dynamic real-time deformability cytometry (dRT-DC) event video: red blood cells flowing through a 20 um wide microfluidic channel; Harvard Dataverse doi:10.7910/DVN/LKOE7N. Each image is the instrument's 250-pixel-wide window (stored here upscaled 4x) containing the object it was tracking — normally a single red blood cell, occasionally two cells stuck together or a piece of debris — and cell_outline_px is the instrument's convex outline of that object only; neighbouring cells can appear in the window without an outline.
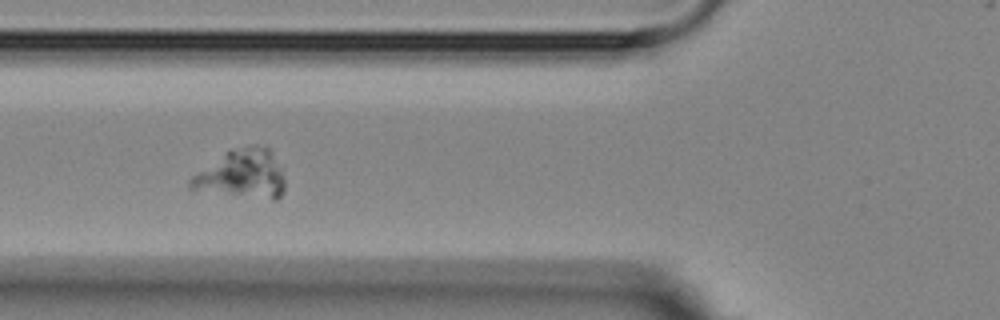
{"species": "Egyptian fruit bat (a non-hibernating species)", "species_latin": "Rousettus aegyptiacus", "temperature_condition": "room temperature", "stored_images_in_passage": 12, "camera_frame_rate_fps": 3000, "um_per_image_px": 0.085, "animal": {"sex": "female"}, "frame": {"image": 1, "passage_image": 4, "time_ms": 4.333, "image_size_px": [1000, 320], "cell_outline_px": [[284, 192], [276, 200], [272, 200], [188, 188], [188, 180], [192, 176], [228, 152], [252, 144], [256, 144], [268, 148], [280, 168], [284, 180]], "centroid_in_image_um": [20.62, 14.82], "position_along_channel_um": 105.2, "area_um2": 25.84}}
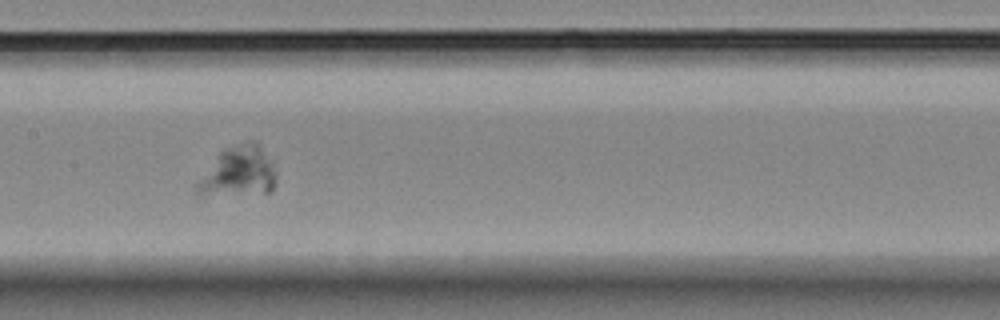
{"frame": {"image": 2, "passage_image": 6, "time_ms": 6.667, "image_size_px": [1000, 320], "cell_outline_px": [[276, 184], [268, 192], [200, 196], [196, 196], [196, 184], [220, 152], [228, 148], [248, 140], [260, 140], [276, 172]], "centroid_in_image_um": [20.3, 14.59], "position_along_channel_um": 187.1, "area_um2": 23.06}}
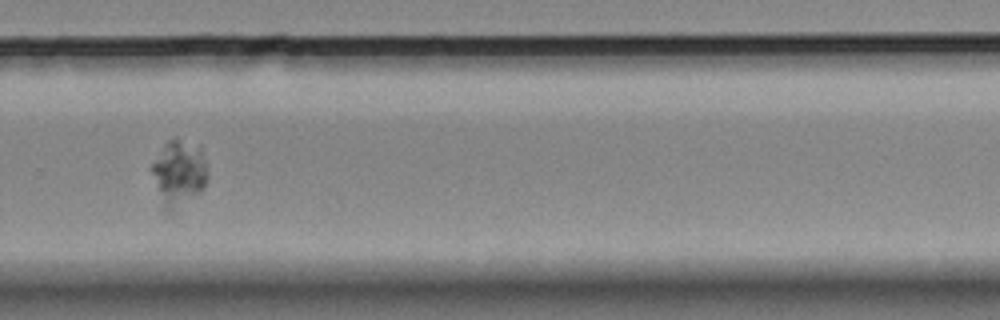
{"frame": {"image": 3, "passage_image": 9, "time_ms": 10.333, "image_size_px": [1000, 320], "cell_outline_px": [[204, 184], [200, 192], [172, 212], [164, 212], [152, 172], [152, 164], [164, 144], [168, 140], [176, 136], [200, 148], [204, 160]], "centroid_in_image_um": [15.15, 14.71], "position_along_channel_um": 314.7, "area_um2": 20.69}}